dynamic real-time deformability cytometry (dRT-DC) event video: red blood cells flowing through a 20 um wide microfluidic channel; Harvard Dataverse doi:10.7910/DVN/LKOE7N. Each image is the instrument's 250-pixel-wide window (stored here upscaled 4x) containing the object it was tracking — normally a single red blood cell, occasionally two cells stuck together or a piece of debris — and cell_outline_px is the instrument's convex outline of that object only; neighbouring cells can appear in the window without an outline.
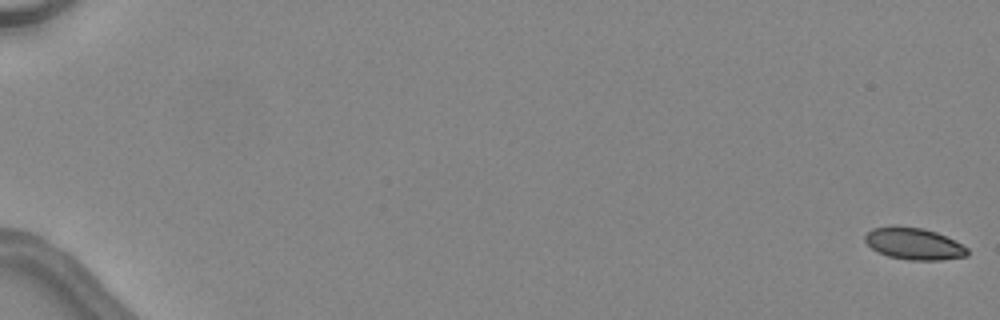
{"species": "common noctule bat (a hibernating species)", "species_latin": "Nyctalus noctula", "temperature_condition": "warm", "stored_images_in_passage": 36, "camera_frame_rate_fps": 3000, "um_per_image_px": 0.085, "animal": {"sex": "female", "body_mass_g": 24.6, "forearm_length_mm": 56.2}, "frame": {"image": 1, "passage_image": 1, "time_ms": 0.0, "image_size_px": [1000, 320], "cell_outline_px": [[968, 256], [940, 260], [908, 260], [888, 256], [876, 252], [864, 240], [864, 236], [872, 228], [892, 224], [924, 228], [936, 232], [968, 248]], "centroid_in_image_um": [77.63, 20.7], "position_along_channel_um": 7.4, "area_um2": 19.19}}